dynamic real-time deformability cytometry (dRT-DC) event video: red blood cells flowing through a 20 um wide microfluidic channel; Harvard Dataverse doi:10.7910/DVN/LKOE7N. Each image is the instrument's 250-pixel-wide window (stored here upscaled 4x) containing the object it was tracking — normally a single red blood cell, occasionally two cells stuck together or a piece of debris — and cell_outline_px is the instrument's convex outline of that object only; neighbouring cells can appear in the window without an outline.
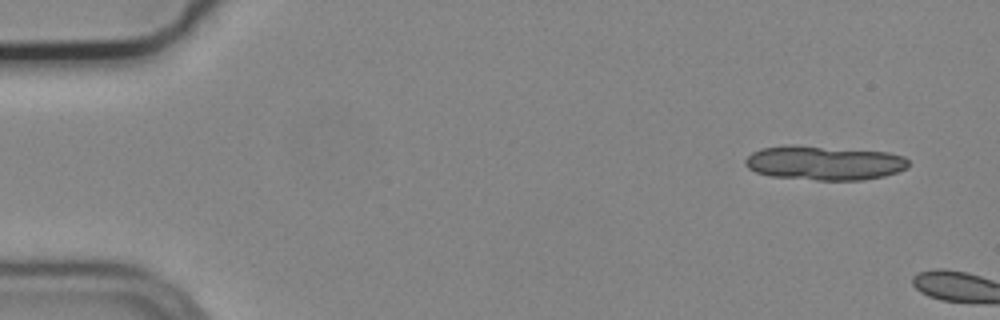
{"species": "common noctule bat (a hibernating species)", "species_latin": "Nyctalus noctula", "temperature_condition": "cold", "stored_images_in_passage": 4, "camera_frame_rate_fps": 3000, "um_per_image_px": 0.085, "animal": {"sex": "male", "body_mass_g": 19.2, "forearm_length_mm": 51.8}, "frame": {"image": 1, "passage_image": 2, "time_ms": 0.333, "image_size_px": [1000, 320], "cell_outline_px": [[908, 168], [884, 176], [864, 180], [816, 180], [768, 176], [756, 172], [748, 168], [744, 164], [744, 160], [752, 152], [764, 148], [820, 148], [888, 152], [904, 156], [908, 160]], "centroid_in_image_um": [70.1, 13.91], "position_along_channel_um": 14.9, "area_um2": 31.44}}